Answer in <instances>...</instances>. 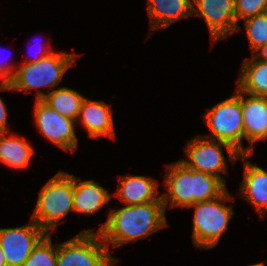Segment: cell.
<instances>
[{"mask_svg": "<svg viewBox=\"0 0 267 266\" xmlns=\"http://www.w3.org/2000/svg\"><path fill=\"white\" fill-rule=\"evenodd\" d=\"M57 244L52 243L51 234H46L33 248L22 266H56Z\"/></svg>", "mask_w": 267, "mask_h": 266, "instance_id": "cell-21", "label": "cell"}, {"mask_svg": "<svg viewBox=\"0 0 267 266\" xmlns=\"http://www.w3.org/2000/svg\"><path fill=\"white\" fill-rule=\"evenodd\" d=\"M251 56L242 62L237 89L245 94L267 97V62Z\"/></svg>", "mask_w": 267, "mask_h": 266, "instance_id": "cell-19", "label": "cell"}, {"mask_svg": "<svg viewBox=\"0 0 267 266\" xmlns=\"http://www.w3.org/2000/svg\"><path fill=\"white\" fill-rule=\"evenodd\" d=\"M164 187L161 195L164 209L188 206L209 201L220 196L227 186L217 177L187 168L179 160L166 165Z\"/></svg>", "mask_w": 267, "mask_h": 266, "instance_id": "cell-2", "label": "cell"}, {"mask_svg": "<svg viewBox=\"0 0 267 266\" xmlns=\"http://www.w3.org/2000/svg\"><path fill=\"white\" fill-rule=\"evenodd\" d=\"M252 155H240L244 177L239 185V196L257 211L260 218L267 214V170L248 160Z\"/></svg>", "mask_w": 267, "mask_h": 266, "instance_id": "cell-12", "label": "cell"}, {"mask_svg": "<svg viewBox=\"0 0 267 266\" xmlns=\"http://www.w3.org/2000/svg\"><path fill=\"white\" fill-rule=\"evenodd\" d=\"M150 31L167 29L172 23L192 17V0H147Z\"/></svg>", "mask_w": 267, "mask_h": 266, "instance_id": "cell-17", "label": "cell"}, {"mask_svg": "<svg viewBox=\"0 0 267 266\" xmlns=\"http://www.w3.org/2000/svg\"><path fill=\"white\" fill-rule=\"evenodd\" d=\"M242 22L252 54L259 47L267 44V12L249 17Z\"/></svg>", "mask_w": 267, "mask_h": 266, "instance_id": "cell-22", "label": "cell"}, {"mask_svg": "<svg viewBox=\"0 0 267 266\" xmlns=\"http://www.w3.org/2000/svg\"><path fill=\"white\" fill-rule=\"evenodd\" d=\"M98 231L84 229L67 241L57 244L56 266H116Z\"/></svg>", "mask_w": 267, "mask_h": 266, "instance_id": "cell-7", "label": "cell"}, {"mask_svg": "<svg viewBox=\"0 0 267 266\" xmlns=\"http://www.w3.org/2000/svg\"><path fill=\"white\" fill-rule=\"evenodd\" d=\"M0 266H7L6 259L0 246Z\"/></svg>", "mask_w": 267, "mask_h": 266, "instance_id": "cell-28", "label": "cell"}, {"mask_svg": "<svg viewBox=\"0 0 267 266\" xmlns=\"http://www.w3.org/2000/svg\"><path fill=\"white\" fill-rule=\"evenodd\" d=\"M38 46H39L38 47L39 49H37L38 51L35 52L34 57L30 56L29 59L27 57V58L24 59V62H22V63H37L42 58L47 57L50 53L55 51V50H52V46L49 45V43L47 44V43L42 42V43H39Z\"/></svg>", "mask_w": 267, "mask_h": 266, "instance_id": "cell-26", "label": "cell"}, {"mask_svg": "<svg viewBox=\"0 0 267 266\" xmlns=\"http://www.w3.org/2000/svg\"><path fill=\"white\" fill-rule=\"evenodd\" d=\"M3 53V49H0V53ZM8 55V54H7ZM7 60H3L1 62L0 60V81L1 82H10L13 77H14V74L16 72V69L19 65L18 64H13V62L11 63L10 61V57L7 56Z\"/></svg>", "mask_w": 267, "mask_h": 266, "instance_id": "cell-25", "label": "cell"}, {"mask_svg": "<svg viewBox=\"0 0 267 266\" xmlns=\"http://www.w3.org/2000/svg\"><path fill=\"white\" fill-rule=\"evenodd\" d=\"M112 195L98 181L81 180L74 175L73 209L75 213L95 214L111 201Z\"/></svg>", "mask_w": 267, "mask_h": 266, "instance_id": "cell-16", "label": "cell"}, {"mask_svg": "<svg viewBox=\"0 0 267 266\" xmlns=\"http://www.w3.org/2000/svg\"><path fill=\"white\" fill-rule=\"evenodd\" d=\"M193 16L205 20L212 46L243 29L236 21L234 0H192Z\"/></svg>", "mask_w": 267, "mask_h": 266, "instance_id": "cell-10", "label": "cell"}, {"mask_svg": "<svg viewBox=\"0 0 267 266\" xmlns=\"http://www.w3.org/2000/svg\"><path fill=\"white\" fill-rule=\"evenodd\" d=\"M3 90L12 91L10 82H0V91ZM7 116H8V107L6 103H4L3 98H1L0 96V133L11 132L9 129L10 127L8 124Z\"/></svg>", "mask_w": 267, "mask_h": 266, "instance_id": "cell-24", "label": "cell"}, {"mask_svg": "<svg viewBox=\"0 0 267 266\" xmlns=\"http://www.w3.org/2000/svg\"><path fill=\"white\" fill-rule=\"evenodd\" d=\"M234 94L212 106L202 115L204 123L210 129L209 134L202 136L225 142L231 145L240 155L248 154L249 147L243 146L244 125L241 107V91L237 88Z\"/></svg>", "mask_w": 267, "mask_h": 266, "instance_id": "cell-6", "label": "cell"}, {"mask_svg": "<svg viewBox=\"0 0 267 266\" xmlns=\"http://www.w3.org/2000/svg\"><path fill=\"white\" fill-rule=\"evenodd\" d=\"M252 55L261 61L267 62V44L262 45L257 50H255Z\"/></svg>", "mask_w": 267, "mask_h": 266, "instance_id": "cell-27", "label": "cell"}, {"mask_svg": "<svg viewBox=\"0 0 267 266\" xmlns=\"http://www.w3.org/2000/svg\"><path fill=\"white\" fill-rule=\"evenodd\" d=\"M248 266H265V263L264 262H260V263L250 264Z\"/></svg>", "mask_w": 267, "mask_h": 266, "instance_id": "cell-29", "label": "cell"}, {"mask_svg": "<svg viewBox=\"0 0 267 266\" xmlns=\"http://www.w3.org/2000/svg\"><path fill=\"white\" fill-rule=\"evenodd\" d=\"M113 109L104 101L84 98L76 123H80L90 139L99 137L116 138Z\"/></svg>", "mask_w": 267, "mask_h": 266, "instance_id": "cell-14", "label": "cell"}, {"mask_svg": "<svg viewBox=\"0 0 267 266\" xmlns=\"http://www.w3.org/2000/svg\"><path fill=\"white\" fill-rule=\"evenodd\" d=\"M46 234L32 219L27 225L0 228V246L7 266H22Z\"/></svg>", "mask_w": 267, "mask_h": 266, "instance_id": "cell-11", "label": "cell"}, {"mask_svg": "<svg viewBox=\"0 0 267 266\" xmlns=\"http://www.w3.org/2000/svg\"><path fill=\"white\" fill-rule=\"evenodd\" d=\"M77 58L79 55L76 53L54 51L37 63H20L10 81L12 91L35 89V100H42L47 93L40 88H52L51 91H54Z\"/></svg>", "mask_w": 267, "mask_h": 266, "instance_id": "cell-4", "label": "cell"}, {"mask_svg": "<svg viewBox=\"0 0 267 266\" xmlns=\"http://www.w3.org/2000/svg\"><path fill=\"white\" fill-rule=\"evenodd\" d=\"M223 149L228 152V160L234 165L240 154L229 144L197 135L187 141L185 159L179 160L187 168L201 171L219 178L226 185L228 175V165L223 153Z\"/></svg>", "mask_w": 267, "mask_h": 266, "instance_id": "cell-8", "label": "cell"}, {"mask_svg": "<svg viewBox=\"0 0 267 266\" xmlns=\"http://www.w3.org/2000/svg\"><path fill=\"white\" fill-rule=\"evenodd\" d=\"M234 200L235 197L226 189L215 199L187 207L194 208L192 241L196 248L210 250L217 246L234 215L233 206H226V203Z\"/></svg>", "mask_w": 267, "mask_h": 266, "instance_id": "cell-5", "label": "cell"}, {"mask_svg": "<svg viewBox=\"0 0 267 266\" xmlns=\"http://www.w3.org/2000/svg\"><path fill=\"white\" fill-rule=\"evenodd\" d=\"M73 193L74 175L58 171L41 188L31 219L46 233H53L70 211L74 212Z\"/></svg>", "mask_w": 267, "mask_h": 266, "instance_id": "cell-3", "label": "cell"}, {"mask_svg": "<svg viewBox=\"0 0 267 266\" xmlns=\"http://www.w3.org/2000/svg\"><path fill=\"white\" fill-rule=\"evenodd\" d=\"M84 98L77 90L63 86L47 92L42 101L62 116L76 121Z\"/></svg>", "mask_w": 267, "mask_h": 266, "instance_id": "cell-20", "label": "cell"}, {"mask_svg": "<svg viewBox=\"0 0 267 266\" xmlns=\"http://www.w3.org/2000/svg\"><path fill=\"white\" fill-rule=\"evenodd\" d=\"M109 209L108 218L97 230L108 249L145 239L168 226L163 201Z\"/></svg>", "mask_w": 267, "mask_h": 266, "instance_id": "cell-1", "label": "cell"}, {"mask_svg": "<svg viewBox=\"0 0 267 266\" xmlns=\"http://www.w3.org/2000/svg\"><path fill=\"white\" fill-rule=\"evenodd\" d=\"M116 198L125 205H137L152 201H162L159 182L150 176H119Z\"/></svg>", "mask_w": 267, "mask_h": 266, "instance_id": "cell-15", "label": "cell"}, {"mask_svg": "<svg viewBox=\"0 0 267 266\" xmlns=\"http://www.w3.org/2000/svg\"><path fill=\"white\" fill-rule=\"evenodd\" d=\"M241 107L244 139L250 144L249 155H253L255 144L267 140V97L249 95L241 91Z\"/></svg>", "mask_w": 267, "mask_h": 266, "instance_id": "cell-13", "label": "cell"}, {"mask_svg": "<svg viewBox=\"0 0 267 266\" xmlns=\"http://www.w3.org/2000/svg\"><path fill=\"white\" fill-rule=\"evenodd\" d=\"M10 133H0V162L11 169H24L30 164L34 147L26 138Z\"/></svg>", "mask_w": 267, "mask_h": 266, "instance_id": "cell-18", "label": "cell"}, {"mask_svg": "<svg viewBox=\"0 0 267 266\" xmlns=\"http://www.w3.org/2000/svg\"><path fill=\"white\" fill-rule=\"evenodd\" d=\"M33 117L44 139L67 152L77 150L76 121L62 116L42 100H35Z\"/></svg>", "mask_w": 267, "mask_h": 266, "instance_id": "cell-9", "label": "cell"}, {"mask_svg": "<svg viewBox=\"0 0 267 266\" xmlns=\"http://www.w3.org/2000/svg\"><path fill=\"white\" fill-rule=\"evenodd\" d=\"M236 21L267 12V0H234Z\"/></svg>", "mask_w": 267, "mask_h": 266, "instance_id": "cell-23", "label": "cell"}]
</instances>
